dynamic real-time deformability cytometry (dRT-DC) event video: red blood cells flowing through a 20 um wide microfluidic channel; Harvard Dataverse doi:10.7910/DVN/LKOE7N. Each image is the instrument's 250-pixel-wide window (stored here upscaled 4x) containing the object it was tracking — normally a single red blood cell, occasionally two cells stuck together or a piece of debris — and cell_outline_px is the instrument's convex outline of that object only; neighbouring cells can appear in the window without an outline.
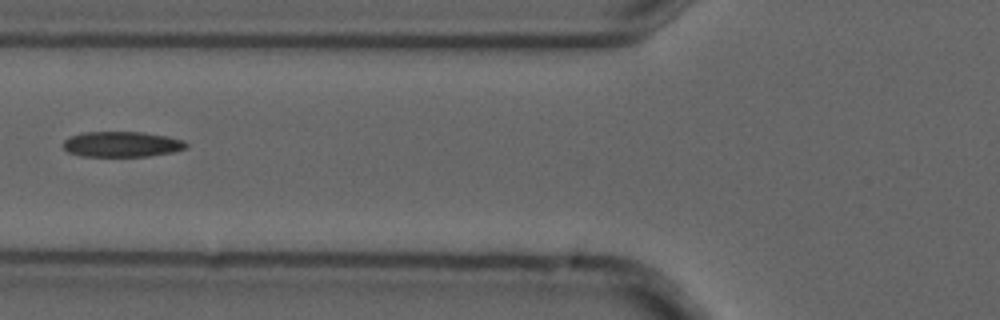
{"species": "common noctule bat (a hibernating species)", "species_latin": "Nyctalus noctula", "temperature_condition": "cold", "stored_images_in_passage": 8, "camera_frame_rate_fps": 3000, "um_per_image_px": 0.085, "animal": {"sex": "male", "forearm_length_mm": 52.5}, "frame": {"image": 1, "passage_image": 6, "time_ms": 1.667, "image_size_px": [1000, 320], "cell_outline_px": [[188, 148], [172, 152], [148, 156], [80, 156], [68, 152], [64, 148], [64, 140], [72, 136], [84, 132], [144, 132], [168, 136], [184, 140], [188, 144]], "centroid_in_image_um": [10.4, 12.26], "position_along_channel_um": 115.4, "area_um2": 18.26}}
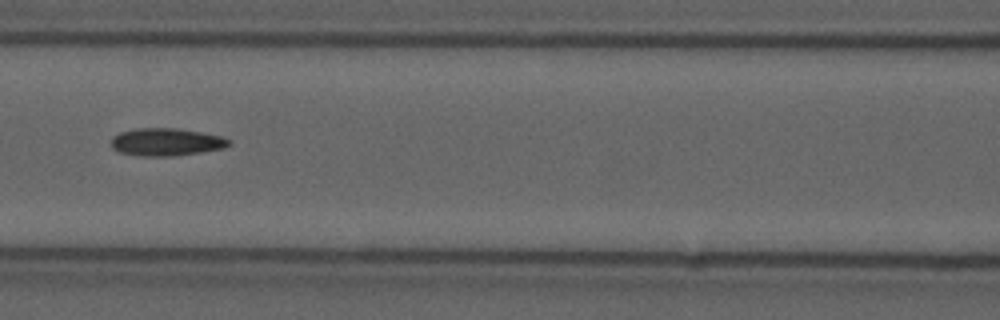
{"frame": {"image": 2, "passage_image": 7, "time_ms": 2.0, "image_size_px": [1000, 320], "cell_outline_px": [[232, 144], [224, 148], [176, 156], [140, 156], [120, 152], [112, 148], [112, 136], [120, 132], [136, 128], [176, 128], [200, 132], [220, 136], [232, 140]], "centroid_in_image_um": [14.14, 12.07], "position_along_channel_um": 152.5, "area_um2": 19.02}}
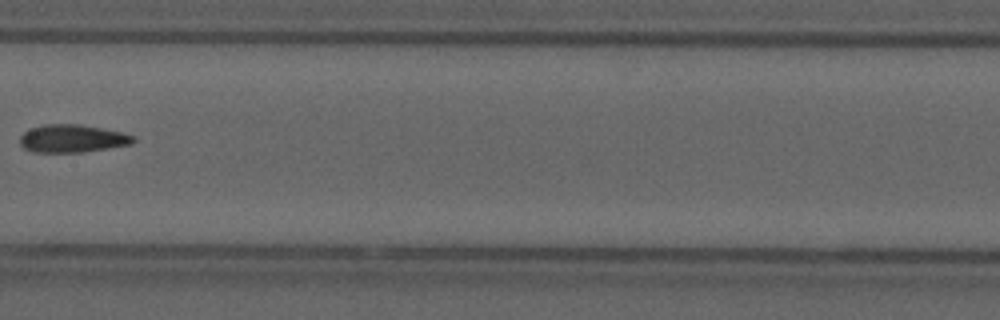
{"frame": {"image": 3, "passage_image": 8, "time_ms": 2.333, "image_size_px": [1000, 320], "cell_outline_px": [[136, 140], [132, 144], [84, 152], [32, 152], [24, 148], [20, 144], [20, 136], [24, 132], [32, 128], [44, 124], [76, 124], [100, 128], [120, 132], [136, 136]], "centroid_in_image_um": [6.15, 11.78], "position_along_channel_um": 201.3, "area_um2": 18.32}}